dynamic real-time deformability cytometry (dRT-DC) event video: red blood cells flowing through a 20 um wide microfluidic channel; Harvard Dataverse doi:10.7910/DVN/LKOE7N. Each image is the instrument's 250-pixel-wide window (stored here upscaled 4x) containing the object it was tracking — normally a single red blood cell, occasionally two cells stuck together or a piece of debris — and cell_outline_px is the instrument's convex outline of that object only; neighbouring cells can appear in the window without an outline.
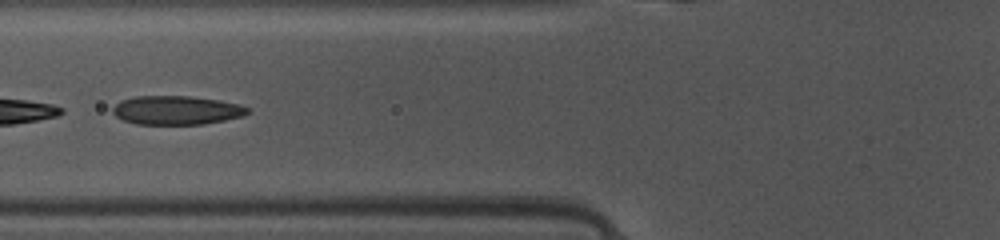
{"species": "common noctule bat (a hibernating species)", "species_latin": "Nyctalus noctula", "temperature_condition": "warm", "stored_images_in_passage": 29, "camera_frame_rate_fps": 3000, "um_per_image_px": 0.085, "animal": {"sex": "female", "body_mass_g": 10.0, "forearm_length_mm": 53.1}, "frame": {"image": 1, "passage_image": 10, "time_ms": 3.0, "image_size_px": [1000, 240], "cell_outline_px": [[248, 112], [244, 116], [204, 124], [136, 124], [124, 120], [116, 116], [112, 112], [112, 108], [120, 100], [136, 96], [188, 96], [220, 100], [240, 104], [248, 108]], "centroid_in_image_um": [15.0, 9.36], "position_along_channel_um": 110.8, "area_um2": 22.66}}
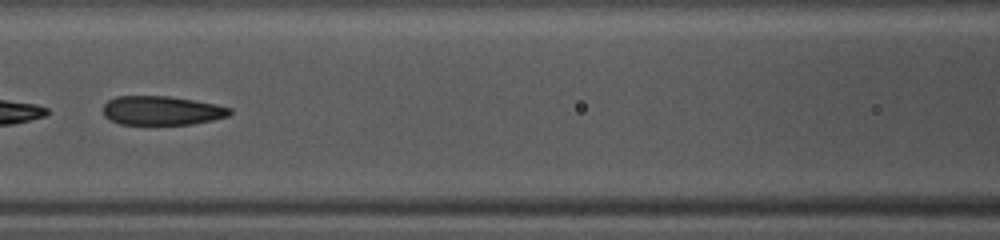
{"frame": {"image": 2, "passage_image": 13, "time_ms": 4.0, "image_size_px": [1000, 240], "cell_outline_px": [[232, 112], [228, 116], [212, 120], [192, 124], [120, 124], [104, 116], [104, 104], [108, 100], [116, 96], [168, 96], [216, 104], [232, 108]], "centroid_in_image_um": [13.76, 9.39], "position_along_channel_um": 152.8, "area_um2": 21.33}}
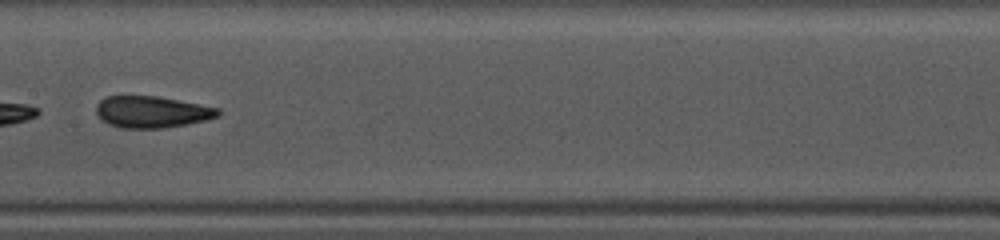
{"frame": {"image": 3, "passage_image": 16, "time_ms": 5.0, "image_size_px": [1000, 240], "cell_outline_px": [[220, 116], [204, 120], [164, 128], [120, 128], [108, 124], [96, 112], [96, 104], [104, 96], [156, 96], [200, 104], [220, 108]], "centroid_in_image_um": [12.9, 9.51], "position_along_channel_um": 194.5, "area_um2": 22.37}, "authors_computed_cell_mechanics": {"area_um2": 22.1952, "velocity_mm_per_s": 4.1611, "shape_relaxation_time_tau1_ms": 2.9691, "shape_relaxation_time_tau2_ms": null, "deformation_change_tau1": 0.1036, "deformation_change_tau2": null}}